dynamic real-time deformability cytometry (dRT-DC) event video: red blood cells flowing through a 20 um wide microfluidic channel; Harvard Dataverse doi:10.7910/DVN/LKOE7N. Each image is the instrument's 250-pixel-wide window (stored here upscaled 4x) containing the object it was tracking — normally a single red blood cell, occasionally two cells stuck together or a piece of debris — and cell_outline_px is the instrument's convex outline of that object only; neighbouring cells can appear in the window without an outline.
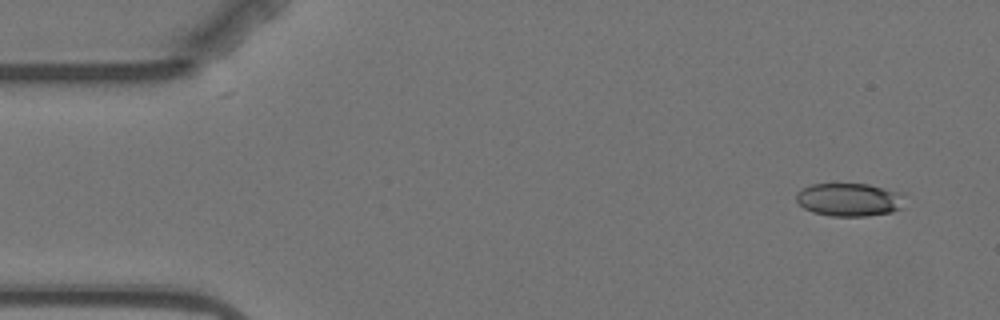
{"species": "Egyptian fruit bat (a non-hibernating species)", "species_latin": "Rousettus aegyptiacus", "temperature_condition": "warm", "stored_images_in_passage": 5, "camera_frame_rate_fps": 3000, "um_per_image_px": 0.085, "animal": {"sex": "female"}, "frame": {"image": 1, "passage_image": 2, "time_ms": 1.0, "image_size_px": [1000, 320], "cell_outline_px": [[904, 192], [900, 208], [892, 212], [868, 216], [832, 216], [812, 212], [804, 208], [796, 200], [796, 192], [800, 188], [812, 184], [868, 184]], "centroid_in_image_um": [72.17, 16.96], "position_along_channel_um": 12.8, "area_um2": 21.1}}
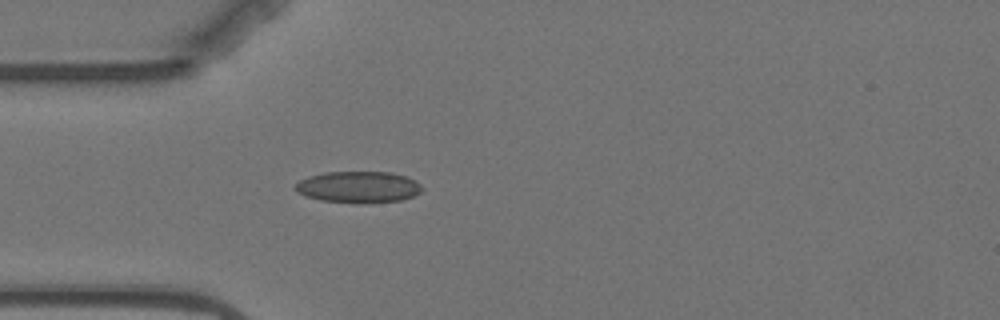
{"frame": {"image": 2, "passage_image": 5, "time_ms": 5.0, "image_size_px": [1000, 320], "cell_outline_px": [[424, 188], [420, 192], [412, 196], [400, 200], [356, 204], [320, 200], [304, 196], [296, 192], [292, 188], [300, 180], [308, 176], [324, 172], [392, 172], [416, 180]], "centroid_in_image_um": [30.42, 15.9], "position_along_channel_um": 54.6, "area_um2": 23.52}}